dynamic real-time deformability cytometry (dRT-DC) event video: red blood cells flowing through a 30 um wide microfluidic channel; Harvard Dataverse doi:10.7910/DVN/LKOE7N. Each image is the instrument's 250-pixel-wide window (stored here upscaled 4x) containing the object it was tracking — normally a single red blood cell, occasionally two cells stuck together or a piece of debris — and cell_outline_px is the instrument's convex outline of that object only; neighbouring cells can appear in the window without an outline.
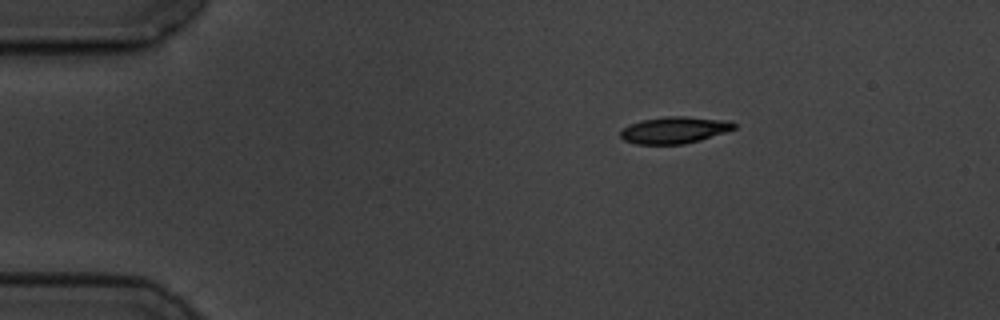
{"species": "common noctule bat (a hibernating species)", "species_latin": "Nyctalus noctula", "temperature_condition": "cold", "stored_images_in_passage": 49, "camera_frame_rate_fps": 3000, "um_per_image_px": 0.085, "animal": {"sex": "male", "body_mass_g": 19.5, "forearm_length_mm": 54.6}, "frame": {"image": 1, "passage_image": 1, "time_ms": 0.0, "image_size_px": [1000, 320], "cell_outline_px": [[736, 128], [700, 140], [684, 144], [636, 144], [624, 140], [620, 136], [620, 132], [628, 124], [640, 120], [664, 116], [684, 116], [732, 120], [736, 124]], "centroid_in_image_um": [57.33, 11.04], "position_along_channel_um": 27.7, "area_um2": 17.86}}
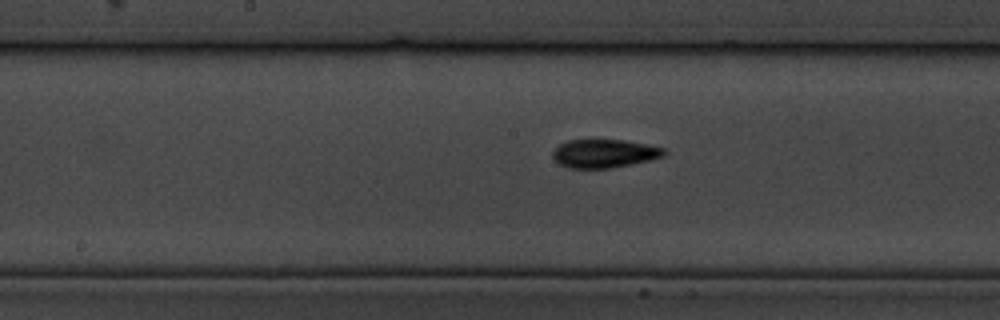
{"frame": {"image": 2, "passage_image": 21, "time_ms": 6.667, "image_size_px": [1000, 320], "cell_outline_px": [[668, 152], [664, 156], [648, 160], [608, 168], [568, 168], [560, 164], [552, 156], [552, 152], [560, 144], [568, 140], [624, 140], [664, 148]], "centroid_in_image_um": [51.35, 13.04], "position_along_channel_um": 196.8, "area_um2": 18.15}}
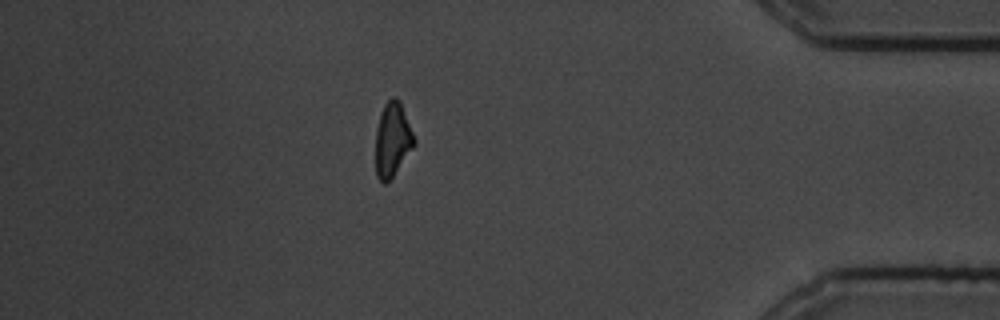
{"frame": {"image": 3, "passage_image": 42, "time_ms": 13.667, "image_size_px": [1000, 320], "cell_outline_px": [[416, 144], [392, 176], [384, 184], [376, 176], [376, 128], [380, 112], [384, 104], [392, 96], [396, 96], [400, 100], [416, 140]], "centroid_in_image_um": [33.36, 11.81], "position_along_channel_um": 401.8, "area_um2": 16.7}, "authors_computed_cell_mechanics": {"area_um2": 17.918, "velocity_mm_per_s": 3.4713, "shape_relaxation_time_tau1_ms": 3.2088, "shape_relaxation_time_tau2_ms": 2.6239, "deformation_change_tau1": 0.1381, "deformation_change_tau2": 0.0755}}